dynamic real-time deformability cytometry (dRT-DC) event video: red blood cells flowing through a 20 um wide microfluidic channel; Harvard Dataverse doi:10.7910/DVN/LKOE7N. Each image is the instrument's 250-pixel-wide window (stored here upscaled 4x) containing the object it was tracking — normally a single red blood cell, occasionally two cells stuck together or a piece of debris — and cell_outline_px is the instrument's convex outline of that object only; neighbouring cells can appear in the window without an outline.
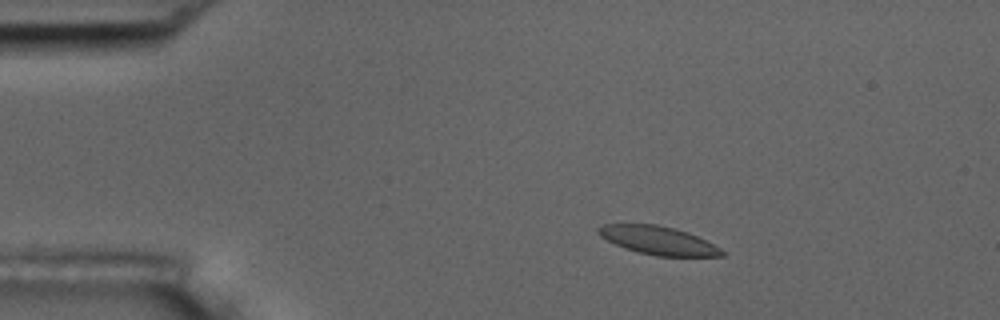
{"species": "common noctule bat (a hibernating species)", "species_latin": "Nyctalus noctula", "temperature_condition": "room temperature", "stored_images_in_passage": 4, "camera_frame_rate_fps": 3000, "um_per_image_px": 0.085, "animal": {"sex": "male", "body_mass_g": 17.5, "forearm_length_mm": 52.3}, "frame": {"image": 1, "passage_image": 3, "time_ms": 2.333, "image_size_px": [1000, 320], "cell_outline_px": [[724, 256], [656, 256], [624, 248], [600, 236], [596, 232], [596, 228], [604, 224], [656, 224], [688, 232], [720, 248], [724, 252]], "centroid_in_image_um": [55.91, 20.43], "position_along_channel_um": 29.1, "area_um2": 20.11}}